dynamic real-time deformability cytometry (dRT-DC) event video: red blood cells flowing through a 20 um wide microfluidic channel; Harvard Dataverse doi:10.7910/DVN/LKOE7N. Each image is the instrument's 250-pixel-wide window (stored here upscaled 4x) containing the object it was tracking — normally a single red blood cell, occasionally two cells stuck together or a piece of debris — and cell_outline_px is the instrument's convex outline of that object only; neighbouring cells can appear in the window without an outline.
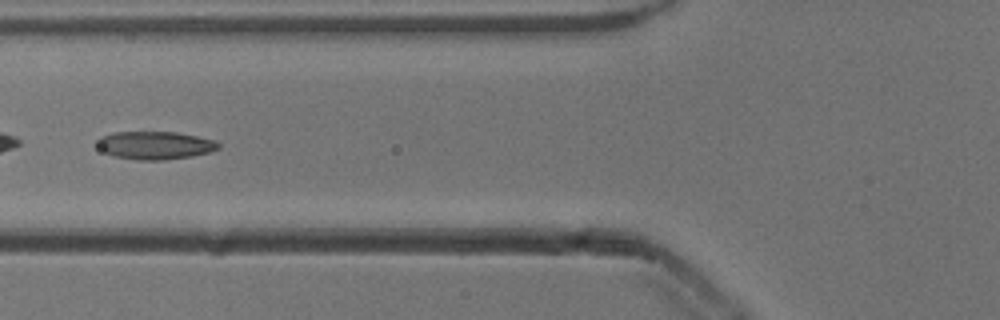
{"species": "common noctule bat (a hibernating species)", "species_latin": "Nyctalus noctula", "temperature_condition": "cold", "stored_images_in_passage": 47, "camera_frame_rate_fps": 3000, "um_per_image_px": 0.085, "animal": {"sex": "male", "body_mass_g": 13.3}, "frame": {"image": 1, "passage_image": 16, "time_ms": 5.0, "image_size_px": [1000, 320], "cell_outline_px": [[220, 148], [212, 152], [192, 156], [164, 160], [136, 160], [112, 156], [104, 152], [96, 144], [96, 140], [100, 136], [112, 132], [176, 132], [216, 140], [220, 144]], "centroid_in_image_um": [13.17, 12.35], "position_along_channel_um": 112.6, "area_um2": 20.06}}
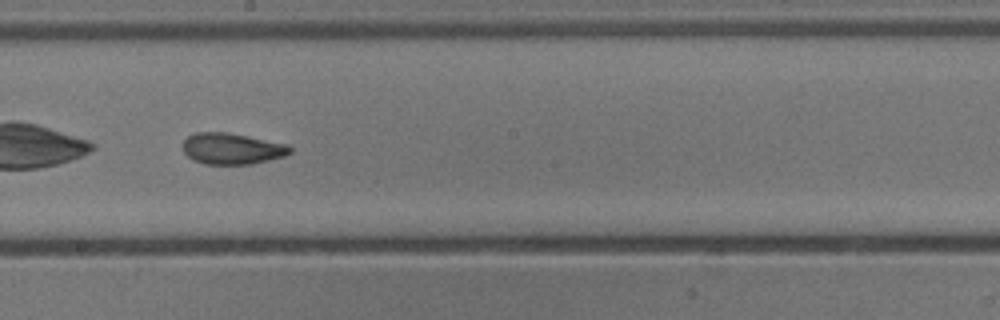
{"frame": {"image": 2, "passage_image": 25, "time_ms": 8.0, "image_size_px": [1000, 320], "cell_outline_px": [[292, 152], [284, 156], [252, 164], [204, 164], [192, 160], [184, 152], [184, 140], [188, 136], [196, 132], [228, 132], [288, 144], [292, 148]], "centroid_in_image_um": [19.73, 12.63], "position_along_channel_um": 228.5, "area_um2": 19.54}}
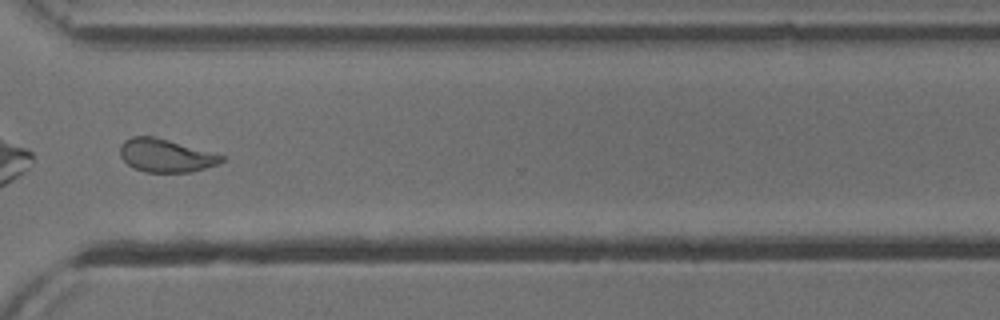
{"frame": {"image": 3, "passage_image": 35, "time_ms": 11.333, "image_size_px": [1000, 320], "cell_outline_px": [[224, 160], [220, 164], [188, 172], [144, 172], [132, 168], [120, 156], [120, 144], [124, 140], [132, 136], [156, 136], [224, 156]], "centroid_in_image_um": [14.05, 13.21], "position_along_channel_um": 356.6, "area_um2": 19.59}, "authors_computed_cell_mechanics": {"area_um2": 20.3456, "velocity_mm_per_s": 3.8497, "shape_relaxation_time_tau1_ms": 7.2343, "shape_relaxation_time_tau2_ms": 2.0026, "deformation_change_tau1": 0.1869, "deformation_change_tau2": 0.0763}}